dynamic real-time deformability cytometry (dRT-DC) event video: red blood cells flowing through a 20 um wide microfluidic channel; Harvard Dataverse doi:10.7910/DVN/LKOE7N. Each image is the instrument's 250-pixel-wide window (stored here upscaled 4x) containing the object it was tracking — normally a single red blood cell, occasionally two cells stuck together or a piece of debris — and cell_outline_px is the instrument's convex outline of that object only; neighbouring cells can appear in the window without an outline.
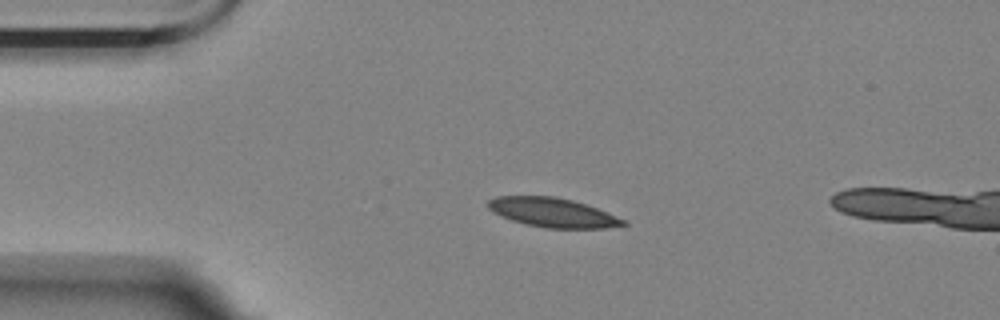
{"species": "Egyptian fruit bat (a non-hibernating species)", "species_latin": "Rousettus aegyptiacus", "temperature_condition": "room temperature", "stored_images_in_passage": 46, "camera_frame_rate_fps": 3000, "um_per_image_px": 0.085, "animal": {"sex": "female"}, "frame": {"image": 1, "passage_image": 1, "time_ms": 0.0, "image_size_px": [1000, 320], "cell_outline_px": [[628, 224], [604, 228], [544, 228], [512, 220], [500, 216], [492, 212], [488, 208], [488, 200], [496, 196], [556, 196], [572, 200], [596, 208], [628, 220]], "centroid_in_image_um": [46.98, 18.06], "position_along_channel_um": 38.0, "area_um2": 23.0}}
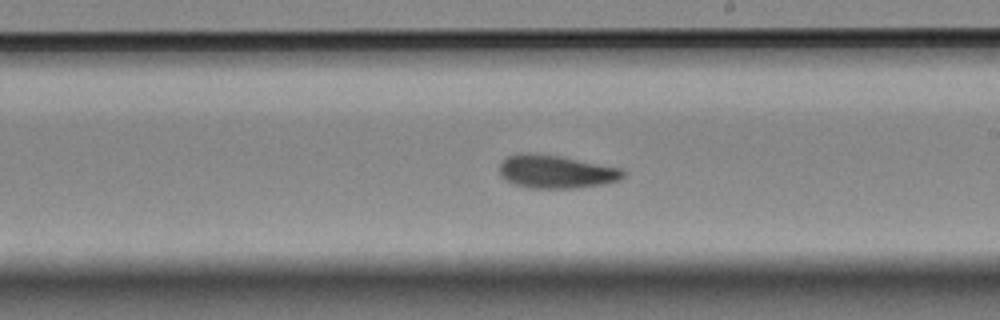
{"frame": {"image": 2, "passage_image": 21, "time_ms": 6.667, "image_size_px": [1000, 320], "cell_outline_px": [[624, 176], [620, 180], [604, 184], [576, 188], [528, 188], [512, 184], [504, 180], [500, 176], [500, 164], [508, 156], [520, 152], [528, 152], [556, 156], [624, 168]], "centroid_in_image_um": [47.25, 14.6], "position_along_channel_um": 241.8, "area_um2": 24.04}}
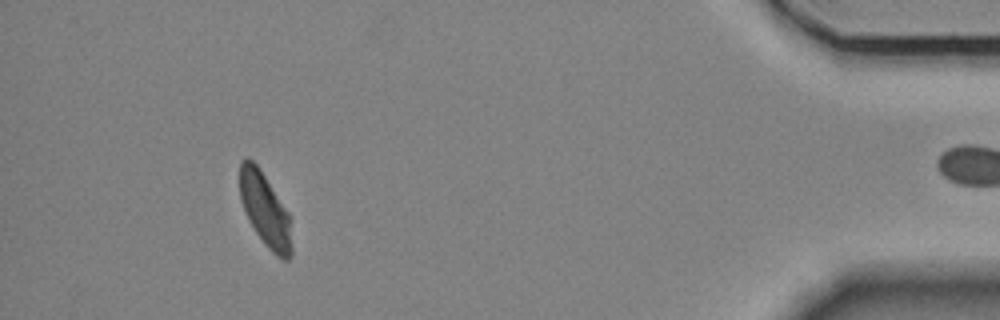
{"frame": {"image": 3, "passage_image": 41, "time_ms": 13.333, "image_size_px": [1000, 320], "cell_outline_px": [[292, 256], [288, 260], [284, 260], [276, 256], [264, 244], [248, 220], [240, 200], [240, 160], [248, 156], [256, 164], [288, 212], [292, 248]], "centroid_in_image_um": [22.51, 17.86], "position_along_channel_um": 412.7, "area_um2": 22.02}, "authors_computed_cell_mechanics": {"area_um2": 23.2645, "velocity_mm_per_s": 3.4848, "shape_relaxation_time_tau1_ms": 3.7074, "shape_relaxation_time_tau2_ms": 2.0373, "deformation_change_tau1": 0.1089, "deformation_change_tau2": 0.0617}}